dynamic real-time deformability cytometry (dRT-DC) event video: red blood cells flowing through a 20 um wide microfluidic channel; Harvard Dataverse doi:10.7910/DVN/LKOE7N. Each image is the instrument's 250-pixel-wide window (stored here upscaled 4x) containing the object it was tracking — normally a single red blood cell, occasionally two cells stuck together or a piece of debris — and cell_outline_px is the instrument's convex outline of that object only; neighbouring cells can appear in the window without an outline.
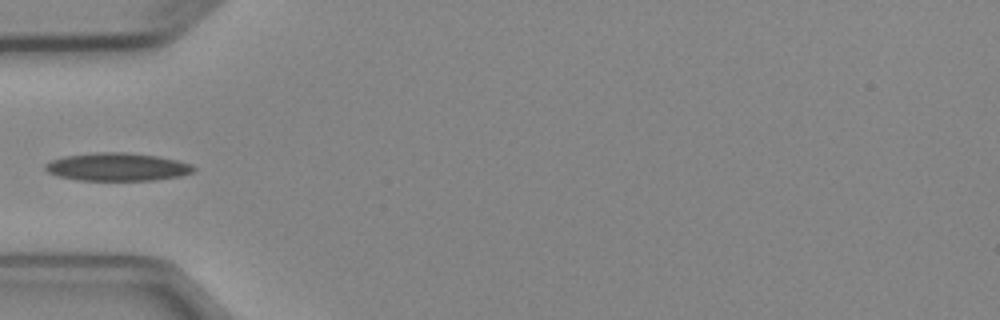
{"species": "Egyptian fruit bat (a non-hibernating species)", "species_latin": "Rousettus aegyptiacus", "temperature_condition": "cold", "stored_images_in_passage": 4, "camera_frame_rate_fps": 3000, "um_per_image_px": 0.085, "animal": {"sex": "female"}, "frame": {"image": 1, "passage_image": 3, "time_ms": 2.333, "image_size_px": [1000, 320], "cell_outline_px": [[196, 168], [192, 172], [180, 176], [156, 180], [80, 180], [56, 176], [48, 172], [44, 168], [44, 164], [52, 160], [64, 156], [96, 152], [124, 152], [156, 156], [176, 160], [192, 164]], "centroid_in_image_um": [9.95, 14.19], "position_along_channel_um": 75.1, "area_um2": 24.16}}